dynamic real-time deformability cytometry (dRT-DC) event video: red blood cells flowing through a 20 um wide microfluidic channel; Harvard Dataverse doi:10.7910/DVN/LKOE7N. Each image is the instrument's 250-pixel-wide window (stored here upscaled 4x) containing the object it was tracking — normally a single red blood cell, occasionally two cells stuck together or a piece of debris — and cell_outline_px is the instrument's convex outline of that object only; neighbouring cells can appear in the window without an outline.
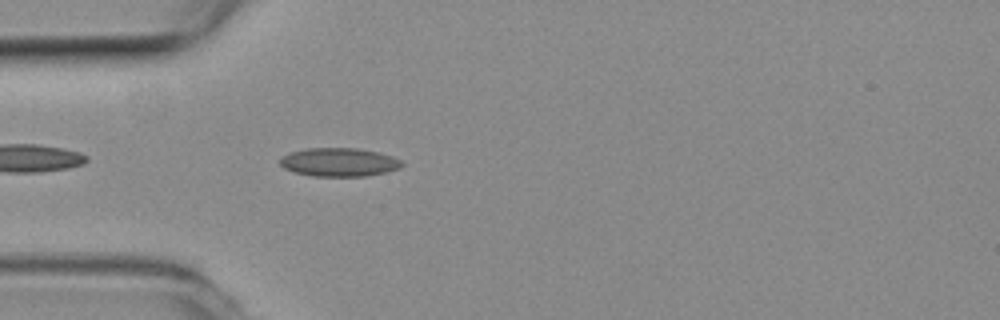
{"species": "common noctule bat (a hibernating species)", "species_latin": "Nyctalus noctula", "temperature_condition": "room temperature", "stored_images_in_passage": 39, "camera_frame_rate_fps": 3000, "um_per_image_px": 0.085, "animal": {"sex": "female", "body_mass_g": 19.3, "forearm_length_mm": 54.1}, "frame": {"image": 1, "passage_image": 1, "time_ms": 0.0, "image_size_px": [1000, 320], "cell_outline_px": [[404, 164], [400, 168], [384, 172], [364, 176], [312, 176], [296, 172], [284, 168], [280, 164], [280, 156], [288, 152], [308, 148], [356, 148], [380, 152], [392, 156], [400, 160]], "centroid_in_image_um": [28.8, 13.77], "position_along_channel_um": 56.2, "area_um2": 20.29}}
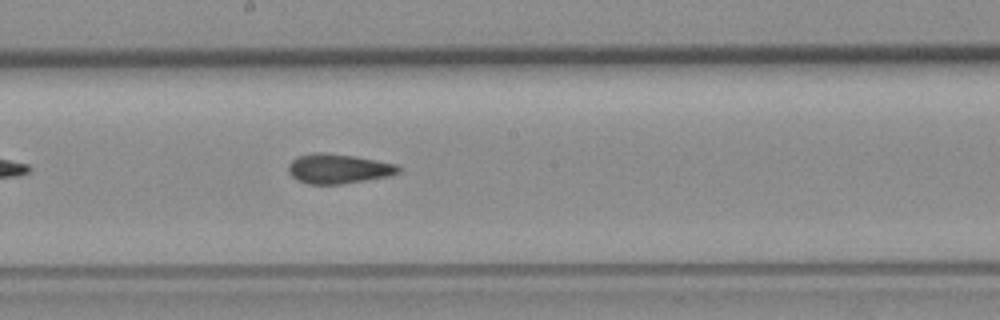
{"frame": {"image": 2, "passage_image": 14, "time_ms": 4.333, "image_size_px": [1000, 320], "cell_outline_px": [[400, 172], [388, 176], [340, 184], [308, 184], [296, 180], [288, 172], [288, 164], [296, 156], [312, 152], [320, 152], [352, 156], [376, 160], [396, 164], [400, 168]], "centroid_in_image_um": [28.7, 14.34], "position_along_channel_um": 219.5, "area_um2": 18.96}}
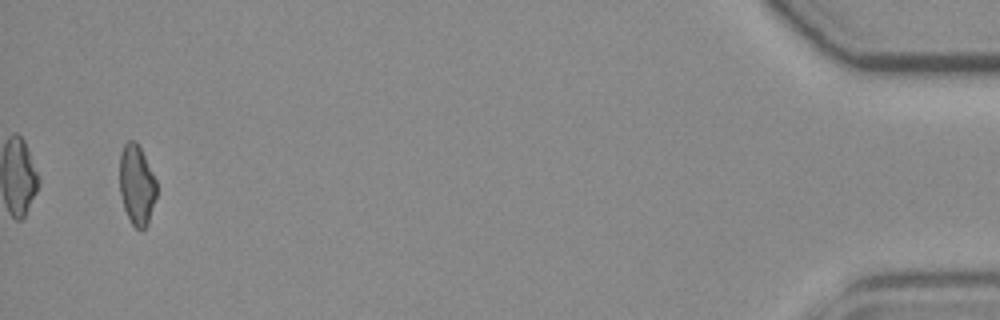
{"frame": {"image": 3, "passage_image": 37, "time_ms": 12.0, "image_size_px": [1000, 320], "cell_outline_px": [[156, 196], [148, 224], [140, 232], [132, 224], [124, 208], [120, 192], [120, 152], [124, 144], [128, 140], [136, 140], [156, 180]], "centroid_in_image_um": [11.61, 15.72], "position_along_channel_um": 423.6, "area_um2": 17.17}, "authors_computed_cell_mechanics": {"area_um2": 18.5538, "velocity_mm_per_s": 3.8536, "shape_relaxation_time_tau1_ms": null, "shape_relaxation_time_tau2_ms": 1.7231, "deformation_change_tau1": null, "deformation_change_tau2": 0.0896}}